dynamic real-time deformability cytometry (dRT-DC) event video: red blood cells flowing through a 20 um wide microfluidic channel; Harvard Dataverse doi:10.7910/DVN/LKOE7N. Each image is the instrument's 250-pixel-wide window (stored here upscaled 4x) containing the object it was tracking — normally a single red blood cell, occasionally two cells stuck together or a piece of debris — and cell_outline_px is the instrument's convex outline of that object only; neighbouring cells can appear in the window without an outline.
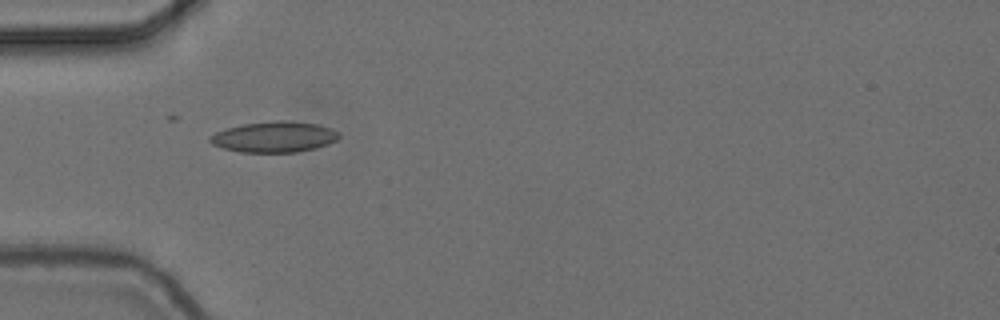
{"species": "common noctule bat (a hibernating species)", "species_latin": "Nyctalus noctula", "temperature_condition": "cold", "stored_images_in_passage": 1, "camera_frame_rate_fps": 3000, "um_per_image_px": 0.085, "animal": {"sex": "female", "body_mass_g": 24.6, "forearm_length_mm": 56.2}, "frame": {"image": 1, "passage_image": 1, "time_ms": 0.0, "image_size_px": [1000, 320], "cell_outline_px": [[340, 136], [336, 140], [328, 144], [316, 148], [296, 152], [240, 152], [224, 148], [212, 144], [208, 140], [208, 136], [224, 128], [240, 124], [272, 120], [292, 120], [316, 124], [332, 128], [340, 132]], "centroid_in_image_um": [23.3, 11.62], "position_along_channel_um": 61.7, "area_um2": 23.52}}